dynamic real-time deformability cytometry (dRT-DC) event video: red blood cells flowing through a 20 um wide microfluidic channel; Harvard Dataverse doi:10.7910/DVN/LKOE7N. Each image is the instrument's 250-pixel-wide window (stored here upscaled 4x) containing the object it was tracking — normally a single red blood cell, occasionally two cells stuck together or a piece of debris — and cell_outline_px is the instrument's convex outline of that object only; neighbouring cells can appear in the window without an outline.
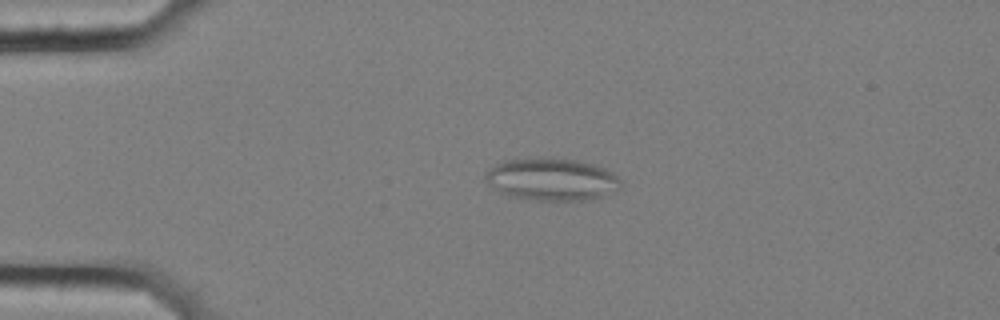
{"species": "common noctule bat (a hibernating species)", "species_latin": "Nyctalus noctula", "temperature_condition": "cold", "stored_images_in_passage": 57, "segment_of_instrument_passage": [1, 2], "camera_frame_rate_fps": 3000, "um_per_image_px": 0.085, "animal": {"sex": "female", "body_mass_g": 25.1}, "frame": {"image": 1, "passage_image": 13, "time_ms": 4.0, "image_size_px": [1000, 320], "cell_outline_px": [[620, 188], [604, 196], [592, 200], [536, 200], [508, 196], [492, 188], [488, 184], [484, 176], [484, 172], [488, 168], [504, 160], [536, 156], [552, 156], [580, 160], [596, 164], [612, 172], [620, 180]], "centroid_in_image_um": [46.87, 15.21], "position_along_channel_um": 38.1, "area_um2": 34.39}}